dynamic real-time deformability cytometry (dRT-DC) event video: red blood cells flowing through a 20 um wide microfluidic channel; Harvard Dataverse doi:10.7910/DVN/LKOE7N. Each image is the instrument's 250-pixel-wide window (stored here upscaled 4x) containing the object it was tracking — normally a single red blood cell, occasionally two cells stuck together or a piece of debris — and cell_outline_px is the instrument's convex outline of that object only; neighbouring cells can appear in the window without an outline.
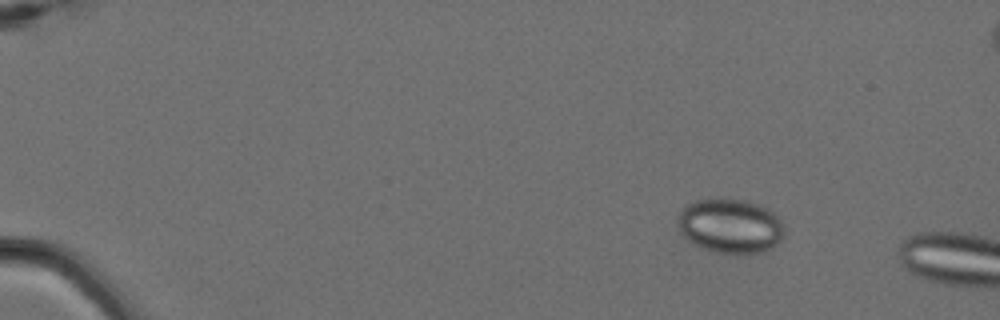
{"species": "Egyptian fruit bat (a non-hibernating species)", "species_latin": "Rousettus aegyptiacus", "temperature_condition": "cold", "stored_images_in_passage": 4, "camera_frame_rate_fps": 3000, "um_per_image_px": 0.085, "animal": {"sex": "female"}, "frame": {"image": 1, "passage_image": 1, "time_ms": 0.0, "image_size_px": [1000, 320], "cell_outline_px": [[784, 236], [772, 248], [764, 252], [744, 256], [736, 256], [716, 252], [692, 244], [680, 232], [676, 224], [676, 216], [688, 204], [696, 200], [744, 200], [768, 208], [784, 224]], "centroid_in_image_um": [62.08, 19.26], "position_along_channel_um": 22.9, "area_um2": 34.28}}